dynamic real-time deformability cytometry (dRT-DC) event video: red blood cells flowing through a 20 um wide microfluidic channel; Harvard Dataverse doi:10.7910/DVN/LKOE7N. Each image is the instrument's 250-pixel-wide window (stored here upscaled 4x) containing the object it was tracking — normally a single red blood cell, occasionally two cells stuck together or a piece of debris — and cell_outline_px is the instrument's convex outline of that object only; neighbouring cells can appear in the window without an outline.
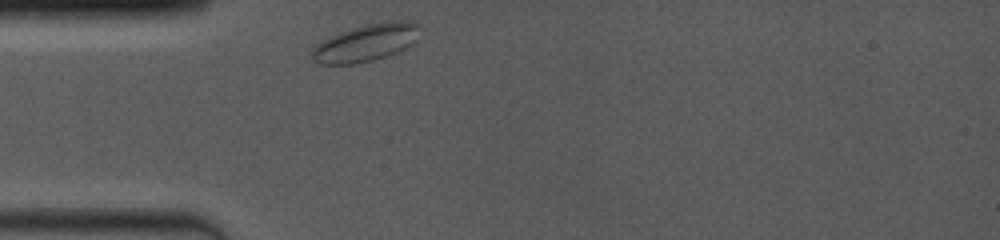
{"species": "common noctule bat (a hibernating species)", "species_latin": "Nyctalus noctula", "temperature_condition": "room temperature", "stored_images_in_passage": 3, "camera_frame_rate_fps": 4000, "um_per_image_px": 0.085, "animal": {"sex": "female", "body_mass_g": 19.0, "forearm_length_mm": 53.3}, "frame": {"image": 1, "passage_image": 1, "time_ms": 0.0, "image_size_px": [1000, 240], "cell_outline_px": [[416, 28], [412, 44], [396, 52], [372, 60], [356, 64], [320, 64], [312, 60], [312, 48], [316, 44], [332, 36], [368, 24], [392, 20], [408, 20], [416, 24]], "centroid_in_image_um": [31.04, 3.66], "position_along_channel_um": 54.0, "area_um2": 22.54}}